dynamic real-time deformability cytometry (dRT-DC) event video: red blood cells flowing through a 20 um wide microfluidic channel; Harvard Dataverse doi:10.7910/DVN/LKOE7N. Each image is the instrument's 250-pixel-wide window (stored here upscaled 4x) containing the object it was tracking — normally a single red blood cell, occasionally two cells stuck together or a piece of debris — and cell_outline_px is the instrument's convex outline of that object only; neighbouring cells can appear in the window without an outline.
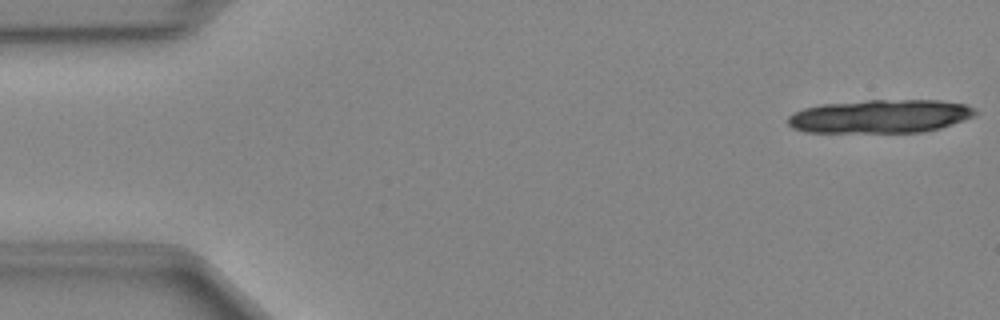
{"species": "Egyptian fruit bat (a non-hibernating species)", "species_latin": "Rousettus aegyptiacus", "temperature_condition": "cold", "stored_images_in_passage": 15, "camera_frame_rate_fps": 3000, "um_per_image_px": 0.085, "animal": {"sex": "female"}, "frame": {"image": 1, "passage_image": 1, "time_ms": 0.0, "image_size_px": [1000, 320], "cell_outline_px": [[976, 112], [972, 116], [964, 120], [940, 128], [924, 132], [804, 132], [792, 128], [788, 124], [788, 116], [792, 112], [804, 108], [820, 104], [868, 100], [940, 100], [968, 104], [976, 108]], "centroid_in_image_um": [74.81, 9.88], "position_along_channel_um": 10.2, "area_um2": 36.76}}